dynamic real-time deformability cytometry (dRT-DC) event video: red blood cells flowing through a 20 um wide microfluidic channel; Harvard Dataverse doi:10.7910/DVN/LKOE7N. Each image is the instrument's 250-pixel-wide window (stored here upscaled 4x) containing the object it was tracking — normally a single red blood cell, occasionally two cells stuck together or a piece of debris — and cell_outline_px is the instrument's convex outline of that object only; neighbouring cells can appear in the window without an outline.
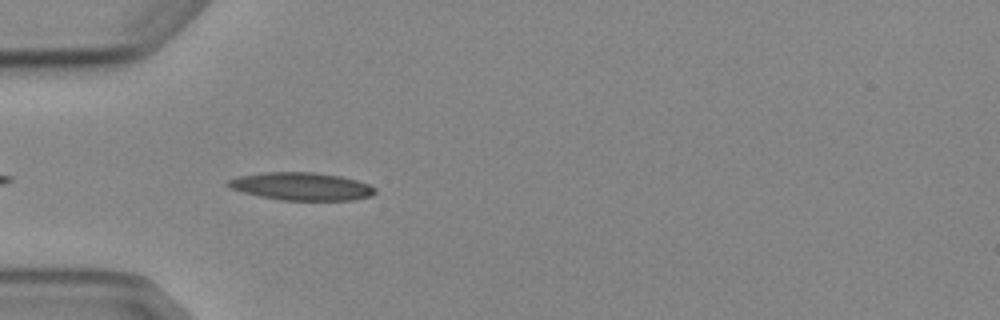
{"species": "Egyptian fruit bat (a non-hibernating species)", "species_latin": "Rousettus aegyptiacus", "temperature_condition": "cold", "stored_images_in_passage": 4, "camera_frame_rate_fps": 3000, "um_per_image_px": 0.085, "animal": {"sex": "female"}, "frame": {"image": 1, "passage_image": 4, "time_ms": 4.333, "image_size_px": [1000, 320], "cell_outline_px": [[376, 192], [372, 196], [352, 200], [280, 200], [260, 196], [244, 192], [232, 188], [224, 184], [228, 180], [236, 176], [264, 172], [316, 172], [340, 176], [356, 180], [368, 184], [376, 188]], "centroid_in_image_um": [25.62, 15.83], "position_along_channel_um": 59.4, "area_um2": 23.87}}